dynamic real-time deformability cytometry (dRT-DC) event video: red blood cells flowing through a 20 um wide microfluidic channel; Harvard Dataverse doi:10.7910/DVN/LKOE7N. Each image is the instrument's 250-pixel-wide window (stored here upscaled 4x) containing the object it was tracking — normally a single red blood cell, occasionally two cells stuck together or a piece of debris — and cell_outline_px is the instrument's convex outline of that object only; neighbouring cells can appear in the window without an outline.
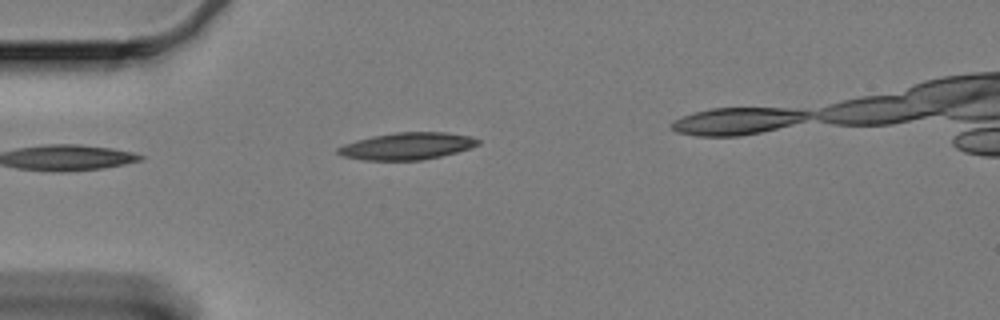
{"species": "Egyptian fruit bat (a non-hibernating species)", "species_latin": "Rousettus aegyptiacus", "temperature_condition": "cold", "stored_images_in_passage": 24, "camera_frame_rate_fps": 3000, "um_per_image_px": 0.085, "animal": {"sex": "female"}, "frame": {"image": 1, "passage_image": 1, "time_ms": 0.0, "image_size_px": [1000, 320], "cell_outline_px": [[480, 144], [456, 152], [440, 156], [420, 160], [360, 160], [340, 156], [336, 152], [336, 148], [344, 144], [356, 140], [372, 136], [396, 132], [444, 132], [468, 136], [480, 140]], "centroid_in_image_um": [34.53, 12.42], "position_along_channel_um": 50.5, "area_um2": 22.02}}
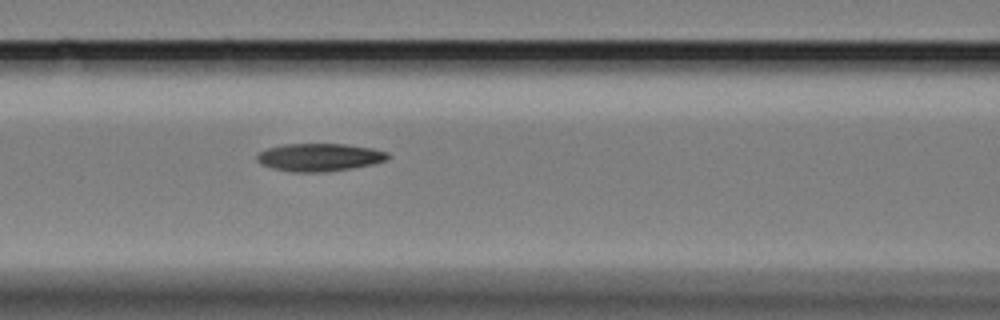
{"frame": {"image": 2, "passage_image": 10, "time_ms": 3.0, "image_size_px": [1000, 320], "cell_outline_px": [[388, 160], [372, 164], [352, 168], [324, 172], [292, 172], [272, 168], [260, 164], [256, 160], [256, 156], [260, 152], [268, 148], [284, 144], [344, 144], [372, 148], [388, 152]], "centroid_in_image_um": [27.14, 13.37], "position_along_channel_um": 139.5, "area_um2": 21.21}}
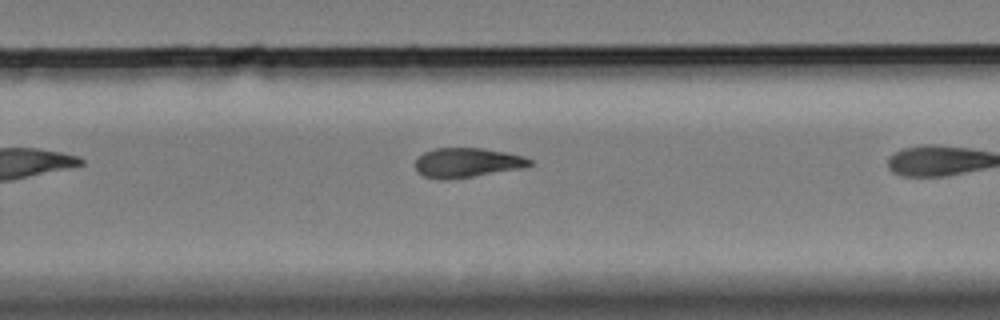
{"frame": {"image": 3, "passage_image": 20, "time_ms": 6.333, "image_size_px": [1000, 320], "cell_outline_px": [[532, 164], [520, 168], [472, 176], [444, 180], [440, 180], [424, 176], [416, 172], [416, 160], [424, 152], [436, 148], [484, 148], [524, 156], [532, 160]], "centroid_in_image_um": [39.67, 13.82], "position_along_channel_um": 290.1, "area_um2": 19.48}}